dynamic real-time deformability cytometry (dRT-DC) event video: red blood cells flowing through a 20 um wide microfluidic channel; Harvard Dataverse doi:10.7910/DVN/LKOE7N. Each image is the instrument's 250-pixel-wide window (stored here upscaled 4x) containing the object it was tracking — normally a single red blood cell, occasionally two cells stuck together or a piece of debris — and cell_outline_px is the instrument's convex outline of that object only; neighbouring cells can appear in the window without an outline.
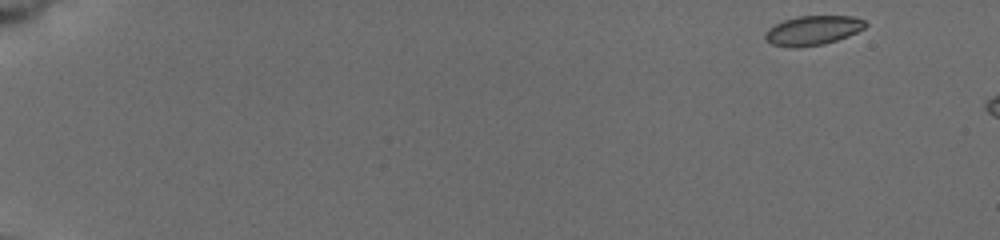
{"species": "common noctule bat (a hibernating species)", "species_latin": "Nyctalus noctula", "temperature_condition": "cold", "stored_images_in_passage": 11, "camera_frame_rate_fps": 3000, "um_per_image_px": 0.085, "animal": {"sex": "female", "body_mass_g": 19.5, "forearm_length_mm": 54.1}, "frame": {"image": 1, "passage_image": 1, "time_ms": 0.0, "image_size_px": [1000, 240], "cell_outline_px": [[868, 24], [864, 28], [848, 36], [824, 44], [796, 48], [788, 48], [772, 44], [764, 40], [764, 32], [768, 28], [784, 20], [796, 16], [856, 16], [864, 20]], "centroid_in_image_um": [69.06, 2.59], "position_along_channel_um": 15.9, "area_um2": 17.4}}